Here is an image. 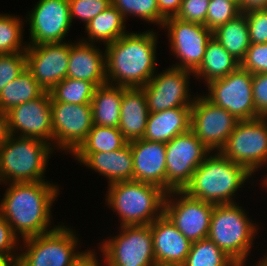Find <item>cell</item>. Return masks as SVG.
Listing matches in <instances>:
<instances>
[{
	"label": "cell",
	"mask_w": 267,
	"mask_h": 266,
	"mask_svg": "<svg viewBox=\"0 0 267 266\" xmlns=\"http://www.w3.org/2000/svg\"><path fill=\"white\" fill-rule=\"evenodd\" d=\"M0 201V214L21 240L54 230L52 206L60 189L48 181L8 183ZM21 238H20V237Z\"/></svg>",
	"instance_id": "6da1fadb"
},
{
	"label": "cell",
	"mask_w": 267,
	"mask_h": 266,
	"mask_svg": "<svg viewBox=\"0 0 267 266\" xmlns=\"http://www.w3.org/2000/svg\"><path fill=\"white\" fill-rule=\"evenodd\" d=\"M158 32H129L104 46L106 79L126 88L145 86L156 73Z\"/></svg>",
	"instance_id": "7a4b0ae2"
},
{
	"label": "cell",
	"mask_w": 267,
	"mask_h": 266,
	"mask_svg": "<svg viewBox=\"0 0 267 266\" xmlns=\"http://www.w3.org/2000/svg\"><path fill=\"white\" fill-rule=\"evenodd\" d=\"M253 174L220 152H211L182 190L192 198L214 205L237 203L236 193ZM241 188V189H240Z\"/></svg>",
	"instance_id": "3957f363"
},
{
	"label": "cell",
	"mask_w": 267,
	"mask_h": 266,
	"mask_svg": "<svg viewBox=\"0 0 267 266\" xmlns=\"http://www.w3.org/2000/svg\"><path fill=\"white\" fill-rule=\"evenodd\" d=\"M106 206L119 217V226L150 225L163 215L167 192L159 186L120 181L108 185Z\"/></svg>",
	"instance_id": "277c9868"
},
{
	"label": "cell",
	"mask_w": 267,
	"mask_h": 266,
	"mask_svg": "<svg viewBox=\"0 0 267 266\" xmlns=\"http://www.w3.org/2000/svg\"><path fill=\"white\" fill-rule=\"evenodd\" d=\"M53 147L39 139L10 135L0 145V185L47 181Z\"/></svg>",
	"instance_id": "5b68a950"
},
{
	"label": "cell",
	"mask_w": 267,
	"mask_h": 266,
	"mask_svg": "<svg viewBox=\"0 0 267 266\" xmlns=\"http://www.w3.org/2000/svg\"><path fill=\"white\" fill-rule=\"evenodd\" d=\"M247 214L239 203L214 205L210 221L208 238L239 266H246L260 228Z\"/></svg>",
	"instance_id": "8992f818"
},
{
	"label": "cell",
	"mask_w": 267,
	"mask_h": 266,
	"mask_svg": "<svg viewBox=\"0 0 267 266\" xmlns=\"http://www.w3.org/2000/svg\"><path fill=\"white\" fill-rule=\"evenodd\" d=\"M79 236L71 227L58 224L50 232L23 239L19 258L26 266H72L87 251L77 249Z\"/></svg>",
	"instance_id": "52a82bcc"
},
{
	"label": "cell",
	"mask_w": 267,
	"mask_h": 266,
	"mask_svg": "<svg viewBox=\"0 0 267 266\" xmlns=\"http://www.w3.org/2000/svg\"><path fill=\"white\" fill-rule=\"evenodd\" d=\"M109 237L98 245L105 266H153L156 263L150 225L120 226L117 235Z\"/></svg>",
	"instance_id": "ba28073f"
},
{
	"label": "cell",
	"mask_w": 267,
	"mask_h": 266,
	"mask_svg": "<svg viewBox=\"0 0 267 266\" xmlns=\"http://www.w3.org/2000/svg\"><path fill=\"white\" fill-rule=\"evenodd\" d=\"M219 152L243 165L253 175L262 167L267 168V123L264 118L238 121Z\"/></svg>",
	"instance_id": "9c48e42d"
},
{
	"label": "cell",
	"mask_w": 267,
	"mask_h": 266,
	"mask_svg": "<svg viewBox=\"0 0 267 266\" xmlns=\"http://www.w3.org/2000/svg\"><path fill=\"white\" fill-rule=\"evenodd\" d=\"M252 81L253 74L239 66L224 78L206 84L208 90L203 95L239 121L256 119L260 116L253 102Z\"/></svg>",
	"instance_id": "30bf717a"
},
{
	"label": "cell",
	"mask_w": 267,
	"mask_h": 266,
	"mask_svg": "<svg viewBox=\"0 0 267 266\" xmlns=\"http://www.w3.org/2000/svg\"><path fill=\"white\" fill-rule=\"evenodd\" d=\"M166 147V192L183 190L197 167L211 151L189 130L177 135Z\"/></svg>",
	"instance_id": "8fae6325"
},
{
	"label": "cell",
	"mask_w": 267,
	"mask_h": 266,
	"mask_svg": "<svg viewBox=\"0 0 267 266\" xmlns=\"http://www.w3.org/2000/svg\"><path fill=\"white\" fill-rule=\"evenodd\" d=\"M190 76L192 71L170 66L156 72L149 82L141 87L145 93L150 113L178 107H191L195 94L191 97Z\"/></svg>",
	"instance_id": "7c38bea8"
},
{
	"label": "cell",
	"mask_w": 267,
	"mask_h": 266,
	"mask_svg": "<svg viewBox=\"0 0 267 266\" xmlns=\"http://www.w3.org/2000/svg\"><path fill=\"white\" fill-rule=\"evenodd\" d=\"M161 28L167 31L171 55L178 59L171 66L194 72L203 60L212 31L204 25L176 17L165 19Z\"/></svg>",
	"instance_id": "4fadbf2b"
},
{
	"label": "cell",
	"mask_w": 267,
	"mask_h": 266,
	"mask_svg": "<svg viewBox=\"0 0 267 266\" xmlns=\"http://www.w3.org/2000/svg\"><path fill=\"white\" fill-rule=\"evenodd\" d=\"M214 204L195 199L182 190L168 192L163 214L191 242L208 237Z\"/></svg>",
	"instance_id": "5bb4252c"
},
{
	"label": "cell",
	"mask_w": 267,
	"mask_h": 266,
	"mask_svg": "<svg viewBox=\"0 0 267 266\" xmlns=\"http://www.w3.org/2000/svg\"><path fill=\"white\" fill-rule=\"evenodd\" d=\"M53 149L72 154L93 127L91 104L55 102L51 98Z\"/></svg>",
	"instance_id": "9a60e30c"
},
{
	"label": "cell",
	"mask_w": 267,
	"mask_h": 266,
	"mask_svg": "<svg viewBox=\"0 0 267 266\" xmlns=\"http://www.w3.org/2000/svg\"><path fill=\"white\" fill-rule=\"evenodd\" d=\"M238 121L201 93L196 95L191 106L190 130L211 152L222 149Z\"/></svg>",
	"instance_id": "2e32d148"
},
{
	"label": "cell",
	"mask_w": 267,
	"mask_h": 266,
	"mask_svg": "<svg viewBox=\"0 0 267 266\" xmlns=\"http://www.w3.org/2000/svg\"><path fill=\"white\" fill-rule=\"evenodd\" d=\"M29 23L28 45L62 43L72 25L68 0H39L26 14Z\"/></svg>",
	"instance_id": "e0dca14e"
},
{
	"label": "cell",
	"mask_w": 267,
	"mask_h": 266,
	"mask_svg": "<svg viewBox=\"0 0 267 266\" xmlns=\"http://www.w3.org/2000/svg\"><path fill=\"white\" fill-rule=\"evenodd\" d=\"M7 113L10 135L39 139L53 147L50 92L45 91L40 97L15 106Z\"/></svg>",
	"instance_id": "ac0fdd59"
},
{
	"label": "cell",
	"mask_w": 267,
	"mask_h": 266,
	"mask_svg": "<svg viewBox=\"0 0 267 266\" xmlns=\"http://www.w3.org/2000/svg\"><path fill=\"white\" fill-rule=\"evenodd\" d=\"M70 42L28 45L26 68L39 85L49 92L67 77Z\"/></svg>",
	"instance_id": "d6986e66"
},
{
	"label": "cell",
	"mask_w": 267,
	"mask_h": 266,
	"mask_svg": "<svg viewBox=\"0 0 267 266\" xmlns=\"http://www.w3.org/2000/svg\"><path fill=\"white\" fill-rule=\"evenodd\" d=\"M129 143L134 161L133 180L153 184L166 191L165 143L143 138Z\"/></svg>",
	"instance_id": "ffe728a7"
},
{
	"label": "cell",
	"mask_w": 267,
	"mask_h": 266,
	"mask_svg": "<svg viewBox=\"0 0 267 266\" xmlns=\"http://www.w3.org/2000/svg\"><path fill=\"white\" fill-rule=\"evenodd\" d=\"M81 40L70 42L67 77L86 80L96 87L107 83L105 49Z\"/></svg>",
	"instance_id": "44dd1931"
},
{
	"label": "cell",
	"mask_w": 267,
	"mask_h": 266,
	"mask_svg": "<svg viewBox=\"0 0 267 266\" xmlns=\"http://www.w3.org/2000/svg\"><path fill=\"white\" fill-rule=\"evenodd\" d=\"M78 163L94 170L108 180V185L133 180V155L130 143L112 152L72 153Z\"/></svg>",
	"instance_id": "7402d4cb"
},
{
	"label": "cell",
	"mask_w": 267,
	"mask_h": 266,
	"mask_svg": "<svg viewBox=\"0 0 267 266\" xmlns=\"http://www.w3.org/2000/svg\"><path fill=\"white\" fill-rule=\"evenodd\" d=\"M150 229L156 262L183 265L192 242L164 214L150 224Z\"/></svg>",
	"instance_id": "603a6c76"
},
{
	"label": "cell",
	"mask_w": 267,
	"mask_h": 266,
	"mask_svg": "<svg viewBox=\"0 0 267 266\" xmlns=\"http://www.w3.org/2000/svg\"><path fill=\"white\" fill-rule=\"evenodd\" d=\"M149 113L143 89L124 87L118 128L128 143L143 138Z\"/></svg>",
	"instance_id": "cb8c5ba5"
},
{
	"label": "cell",
	"mask_w": 267,
	"mask_h": 266,
	"mask_svg": "<svg viewBox=\"0 0 267 266\" xmlns=\"http://www.w3.org/2000/svg\"><path fill=\"white\" fill-rule=\"evenodd\" d=\"M191 125V107H178L149 113L143 139L168 143L186 133Z\"/></svg>",
	"instance_id": "d4e9b609"
},
{
	"label": "cell",
	"mask_w": 267,
	"mask_h": 266,
	"mask_svg": "<svg viewBox=\"0 0 267 266\" xmlns=\"http://www.w3.org/2000/svg\"><path fill=\"white\" fill-rule=\"evenodd\" d=\"M124 87L104 84L97 86L91 100L93 125L118 128Z\"/></svg>",
	"instance_id": "484cf974"
},
{
	"label": "cell",
	"mask_w": 267,
	"mask_h": 266,
	"mask_svg": "<svg viewBox=\"0 0 267 266\" xmlns=\"http://www.w3.org/2000/svg\"><path fill=\"white\" fill-rule=\"evenodd\" d=\"M240 66L225 48L212 37L206 46L205 54L200 66L193 72L198 81L204 79V83L224 78Z\"/></svg>",
	"instance_id": "4316f807"
},
{
	"label": "cell",
	"mask_w": 267,
	"mask_h": 266,
	"mask_svg": "<svg viewBox=\"0 0 267 266\" xmlns=\"http://www.w3.org/2000/svg\"><path fill=\"white\" fill-rule=\"evenodd\" d=\"M125 22L121 13L111 4L85 26L87 38L80 40L93 44L101 42L106 46L127 33Z\"/></svg>",
	"instance_id": "83f0119b"
},
{
	"label": "cell",
	"mask_w": 267,
	"mask_h": 266,
	"mask_svg": "<svg viewBox=\"0 0 267 266\" xmlns=\"http://www.w3.org/2000/svg\"><path fill=\"white\" fill-rule=\"evenodd\" d=\"M212 37L241 62L251 44L245 13L239 14L236 18L216 28L212 31Z\"/></svg>",
	"instance_id": "f1b7e54d"
},
{
	"label": "cell",
	"mask_w": 267,
	"mask_h": 266,
	"mask_svg": "<svg viewBox=\"0 0 267 266\" xmlns=\"http://www.w3.org/2000/svg\"><path fill=\"white\" fill-rule=\"evenodd\" d=\"M45 90L26 68L0 92V109L8 112L15 106L40 97Z\"/></svg>",
	"instance_id": "f546056e"
},
{
	"label": "cell",
	"mask_w": 267,
	"mask_h": 266,
	"mask_svg": "<svg viewBox=\"0 0 267 266\" xmlns=\"http://www.w3.org/2000/svg\"><path fill=\"white\" fill-rule=\"evenodd\" d=\"M126 143L119 128L93 125L86 139L73 153L112 152Z\"/></svg>",
	"instance_id": "4dcf8cb0"
},
{
	"label": "cell",
	"mask_w": 267,
	"mask_h": 266,
	"mask_svg": "<svg viewBox=\"0 0 267 266\" xmlns=\"http://www.w3.org/2000/svg\"><path fill=\"white\" fill-rule=\"evenodd\" d=\"M183 266H239L208 237L192 242Z\"/></svg>",
	"instance_id": "1f68e13d"
},
{
	"label": "cell",
	"mask_w": 267,
	"mask_h": 266,
	"mask_svg": "<svg viewBox=\"0 0 267 266\" xmlns=\"http://www.w3.org/2000/svg\"><path fill=\"white\" fill-rule=\"evenodd\" d=\"M24 22L19 15L0 14V55L26 51L28 42L23 41Z\"/></svg>",
	"instance_id": "d6a6232c"
},
{
	"label": "cell",
	"mask_w": 267,
	"mask_h": 266,
	"mask_svg": "<svg viewBox=\"0 0 267 266\" xmlns=\"http://www.w3.org/2000/svg\"><path fill=\"white\" fill-rule=\"evenodd\" d=\"M95 90L96 86L89 81L66 77L49 92L55 102L91 104Z\"/></svg>",
	"instance_id": "836d02e7"
},
{
	"label": "cell",
	"mask_w": 267,
	"mask_h": 266,
	"mask_svg": "<svg viewBox=\"0 0 267 266\" xmlns=\"http://www.w3.org/2000/svg\"><path fill=\"white\" fill-rule=\"evenodd\" d=\"M111 4L121 13L124 19L139 17L146 23L162 27L165 18L160 14L157 0H111Z\"/></svg>",
	"instance_id": "e575fe53"
},
{
	"label": "cell",
	"mask_w": 267,
	"mask_h": 266,
	"mask_svg": "<svg viewBox=\"0 0 267 266\" xmlns=\"http://www.w3.org/2000/svg\"><path fill=\"white\" fill-rule=\"evenodd\" d=\"M241 14L240 6L231 0H210L205 26L214 31Z\"/></svg>",
	"instance_id": "d590c367"
},
{
	"label": "cell",
	"mask_w": 267,
	"mask_h": 266,
	"mask_svg": "<svg viewBox=\"0 0 267 266\" xmlns=\"http://www.w3.org/2000/svg\"><path fill=\"white\" fill-rule=\"evenodd\" d=\"M70 19H79L86 26L94 17L111 5V0H68Z\"/></svg>",
	"instance_id": "8d00e7d4"
},
{
	"label": "cell",
	"mask_w": 267,
	"mask_h": 266,
	"mask_svg": "<svg viewBox=\"0 0 267 266\" xmlns=\"http://www.w3.org/2000/svg\"><path fill=\"white\" fill-rule=\"evenodd\" d=\"M26 69L25 52L0 55V92Z\"/></svg>",
	"instance_id": "74e56055"
},
{
	"label": "cell",
	"mask_w": 267,
	"mask_h": 266,
	"mask_svg": "<svg viewBox=\"0 0 267 266\" xmlns=\"http://www.w3.org/2000/svg\"><path fill=\"white\" fill-rule=\"evenodd\" d=\"M240 66L251 74L267 73V43L250 44Z\"/></svg>",
	"instance_id": "f35d334b"
},
{
	"label": "cell",
	"mask_w": 267,
	"mask_h": 266,
	"mask_svg": "<svg viewBox=\"0 0 267 266\" xmlns=\"http://www.w3.org/2000/svg\"><path fill=\"white\" fill-rule=\"evenodd\" d=\"M210 0H182L176 18L205 26Z\"/></svg>",
	"instance_id": "ab89813d"
},
{
	"label": "cell",
	"mask_w": 267,
	"mask_h": 266,
	"mask_svg": "<svg viewBox=\"0 0 267 266\" xmlns=\"http://www.w3.org/2000/svg\"><path fill=\"white\" fill-rule=\"evenodd\" d=\"M251 44L267 43V9L245 12Z\"/></svg>",
	"instance_id": "60d3db41"
},
{
	"label": "cell",
	"mask_w": 267,
	"mask_h": 266,
	"mask_svg": "<svg viewBox=\"0 0 267 266\" xmlns=\"http://www.w3.org/2000/svg\"><path fill=\"white\" fill-rule=\"evenodd\" d=\"M20 242L22 241L13 233L9 223L0 214V255L19 256Z\"/></svg>",
	"instance_id": "b9f144b4"
},
{
	"label": "cell",
	"mask_w": 267,
	"mask_h": 266,
	"mask_svg": "<svg viewBox=\"0 0 267 266\" xmlns=\"http://www.w3.org/2000/svg\"><path fill=\"white\" fill-rule=\"evenodd\" d=\"M253 102L257 114H267V73L253 74Z\"/></svg>",
	"instance_id": "7bdbcfd3"
},
{
	"label": "cell",
	"mask_w": 267,
	"mask_h": 266,
	"mask_svg": "<svg viewBox=\"0 0 267 266\" xmlns=\"http://www.w3.org/2000/svg\"><path fill=\"white\" fill-rule=\"evenodd\" d=\"M182 0H157L160 14L165 18L175 17Z\"/></svg>",
	"instance_id": "ee69618b"
},
{
	"label": "cell",
	"mask_w": 267,
	"mask_h": 266,
	"mask_svg": "<svg viewBox=\"0 0 267 266\" xmlns=\"http://www.w3.org/2000/svg\"><path fill=\"white\" fill-rule=\"evenodd\" d=\"M98 258L99 256H97L95 249L91 250V248H89L87 249L86 253L83 254L72 266H103L104 263L102 262L104 261ZM100 263L103 265H101Z\"/></svg>",
	"instance_id": "f6af8a7d"
},
{
	"label": "cell",
	"mask_w": 267,
	"mask_h": 266,
	"mask_svg": "<svg viewBox=\"0 0 267 266\" xmlns=\"http://www.w3.org/2000/svg\"><path fill=\"white\" fill-rule=\"evenodd\" d=\"M239 6L241 13L267 9V0H240Z\"/></svg>",
	"instance_id": "bcb514c9"
},
{
	"label": "cell",
	"mask_w": 267,
	"mask_h": 266,
	"mask_svg": "<svg viewBox=\"0 0 267 266\" xmlns=\"http://www.w3.org/2000/svg\"><path fill=\"white\" fill-rule=\"evenodd\" d=\"M8 113L0 109V145L9 138Z\"/></svg>",
	"instance_id": "7dc6e473"
},
{
	"label": "cell",
	"mask_w": 267,
	"mask_h": 266,
	"mask_svg": "<svg viewBox=\"0 0 267 266\" xmlns=\"http://www.w3.org/2000/svg\"><path fill=\"white\" fill-rule=\"evenodd\" d=\"M19 256H6L0 255V266H8V264L14 259Z\"/></svg>",
	"instance_id": "c3c4849f"
},
{
	"label": "cell",
	"mask_w": 267,
	"mask_h": 266,
	"mask_svg": "<svg viewBox=\"0 0 267 266\" xmlns=\"http://www.w3.org/2000/svg\"><path fill=\"white\" fill-rule=\"evenodd\" d=\"M8 266H26L25 263L19 258H14Z\"/></svg>",
	"instance_id": "681fc988"
},
{
	"label": "cell",
	"mask_w": 267,
	"mask_h": 266,
	"mask_svg": "<svg viewBox=\"0 0 267 266\" xmlns=\"http://www.w3.org/2000/svg\"><path fill=\"white\" fill-rule=\"evenodd\" d=\"M153 266H183L181 264H170V263H155Z\"/></svg>",
	"instance_id": "f907efd6"
},
{
	"label": "cell",
	"mask_w": 267,
	"mask_h": 266,
	"mask_svg": "<svg viewBox=\"0 0 267 266\" xmlns=\"http://www.w3.org/2000/svg\"><path fill=\"white\" fill-rule=\"evenodd\" d=\"M254 266H267V260L262 257L261 260L257 261V264H255Z\"/></svg>",
	"instance_id": "816d5d0a"
},
{
	"label": "cell",
	"mask_w": 267,
	"mask_h": 266,
	"mask_svg": "<svg viewBox=\"0 0 267 266\" xmlns=\"http://www.w3.org/2000/svg\"><path fill=\"white\" fill-rule=\"evenodd\" d=\"M261 186L266 188L265 190H267V175L263 176V180H262Z\"/></svg>",
	"instance_id": "f5cc1de1"
},
{
	"label": "cell",
	"mask_w": 267,
	"mask_h": 266,
	"mask_svg": "<svg viewBox=\"0 0 267 266\" xmlns=\"http://www.w3.org/2000/svg\"><path fill=\"white\" fill-rule=\"evenodd\" d=\"M262 117L264 118L265 122L267 123V114L263 115Z\"/></svg>",
	"instance_id": "db71d44e"
},
{
	"label": "cell",
	"mask_w": 267,
	"mask_h": 266,
	"mask_svg": "<svg viewBox=\"0 0 267 266\" xmlns=\"http://www.w3.org/2000/svg\"><path fill=\"white\" fill-rule=\"evenodd\" d=\"M231 1H235L238 5H239V2H240V0H231Z\"/></svg>",
	"instance_id": "11a10c76"
},
{
	"label": "cell",
	"mask_w": 267,
	"mask_h": 266,
	"mask_svg": "<svg viewBox=\"0 0 267 266\" xmlns=\"http://www.w3.org/2000/svg\"><path fill=\"white\" fill-rule=\"evenodd\" d=\"M265 260H267V252L265 253L264 257Z\"/></svg>",
	"instance_id": "9f6ffc18"
}]
</instances>
